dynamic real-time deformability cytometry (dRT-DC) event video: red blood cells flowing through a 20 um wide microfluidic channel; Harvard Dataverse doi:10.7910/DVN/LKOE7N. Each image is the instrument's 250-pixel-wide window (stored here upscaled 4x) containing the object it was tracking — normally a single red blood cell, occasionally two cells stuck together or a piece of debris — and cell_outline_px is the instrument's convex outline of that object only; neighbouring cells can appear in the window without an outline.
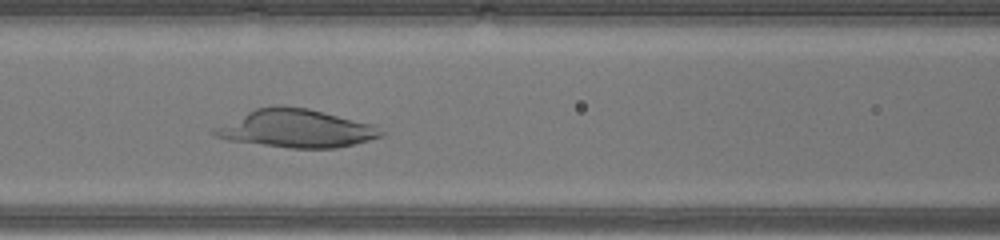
{"species": "human", "species_latin": "Homo sapiens", "temperature_condition": "warm", "stored_images_in_passage": 34, "camera_frame_rate_fps": 3000, "um_per_image_px": 0.085, "donor": {"sex": "male"}, "frame": {"image": 1, "passage_image": 9, "time_ms": 2.667, "image_size_px": [1000, 240], "cell_outline_px": [[388, 132], [384, 136], [336, 148], [288, 148], [228, 140], [212, 136], [208, 132], [212, 128], [256, 108], [272, 104], [280, 104], [308, 108], [372, 124]], "centroid_in_image_um": [25.13, 10.92], "position_along_channel_um": 141.5, "area_um2": 37.28}}
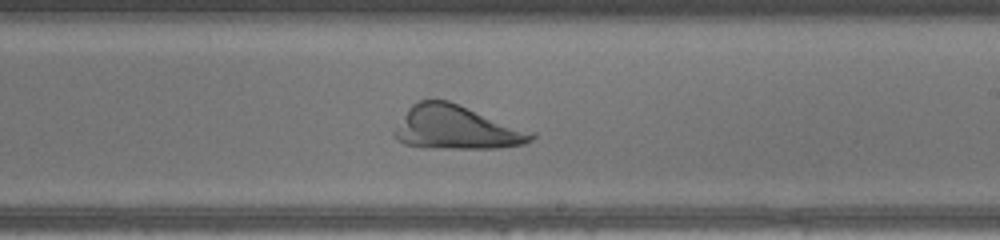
{"frame": {"image": 2, "passage_image": 16, "time_ms": 5.0, "image_size_px": [1000, 240], "cell_outline_px": [[536, 136], [532, 140], [524, 144], [500, 148], [448, 148], [404, 144], [392, 132], [408, 108], [412, 104], [420, 100], [448, 100], [536, 132]], "centroid_in_image_um": [38.85, 10.84], "position_along_channel_um": 250.2, "area_um2": 34.68}}
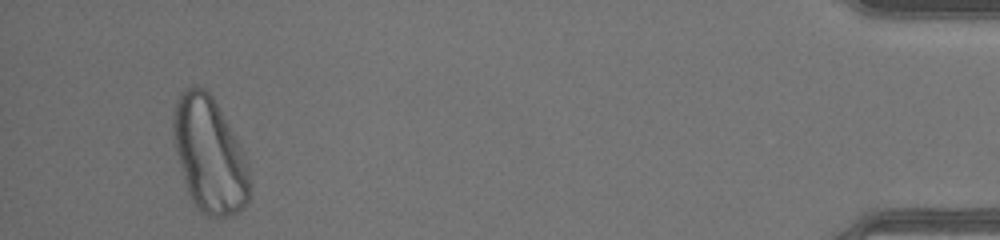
{"frame": {"image": 3, "passage_image": 32, "time_ms": 10.333, "image_size_px": [1000, 240], "cell_outline_px": [[248, 200], [232, 216], [208, 216], [200, 212], [192, 204], [188, 192], [176, 152], [172, 136], [172, 120], [176, 104], [180, 92], [184, 88], [192, 84], [196, 84], [204, 88], [212, 96], [244, 152], [248, 164]], "centroid_in_image_um": [17.76, 13.13], "position_along_channel_um": 417.4, "area_um2": 51.1}}